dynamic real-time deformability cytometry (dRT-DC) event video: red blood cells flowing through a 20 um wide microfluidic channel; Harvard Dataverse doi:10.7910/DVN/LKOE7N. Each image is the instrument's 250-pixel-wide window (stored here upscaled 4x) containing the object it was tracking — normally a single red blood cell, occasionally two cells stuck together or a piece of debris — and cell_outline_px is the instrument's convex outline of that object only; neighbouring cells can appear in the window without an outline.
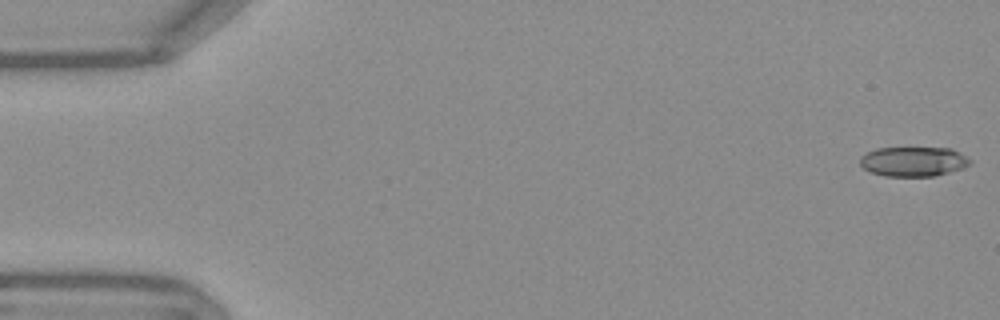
{"species": "Egyptian fruit bat (a non-hibernating species)", "species_latin": "Rousettus aegyptiacus", "temperature_condition": "warm", "stored_images_in_passage": 17, "camera_frame_rate_fps": 3000, "um_per_image_px": 0.085, "frame": {"image": 1, "passage_image": 1, "time_ms": 0.0, "image_size_px": [1000, 320], "cell_outline_px": [[972, 164], [964, 168], [932, 176], [884, 176], [872, 172], [864, 168], [860, 164], [860, 156], [876, 148], [952, 148], [972, 160]], "centroid_in_image_um": [77.66, 13.72], "position_along_channel_um": 7.3, "area_um2": 19.02}}
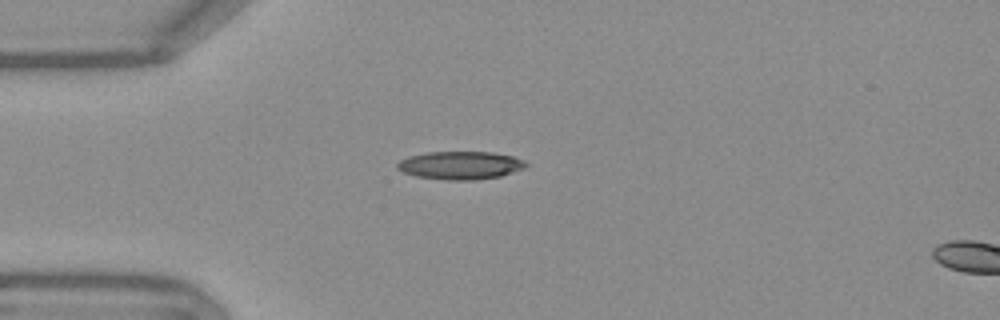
{"frame": {"image": 2, "passage_image": 14, "time_ms": 4.333, "image_size_px": [1000, 320], "cell_outline_px": [[528, 164], [524, 168], [500, 176], [476, 180], [448, 180], [416, 176], [404, 172], [396, 168], [396, 164], [400, 160], [408, 156], [428, 152], [492, 152], [512, 156], [524, 160]], "centroid_in_image_um": [39.12, 14.05], "position_along_channel_um": 45.9, "area_um2": 20.98}}